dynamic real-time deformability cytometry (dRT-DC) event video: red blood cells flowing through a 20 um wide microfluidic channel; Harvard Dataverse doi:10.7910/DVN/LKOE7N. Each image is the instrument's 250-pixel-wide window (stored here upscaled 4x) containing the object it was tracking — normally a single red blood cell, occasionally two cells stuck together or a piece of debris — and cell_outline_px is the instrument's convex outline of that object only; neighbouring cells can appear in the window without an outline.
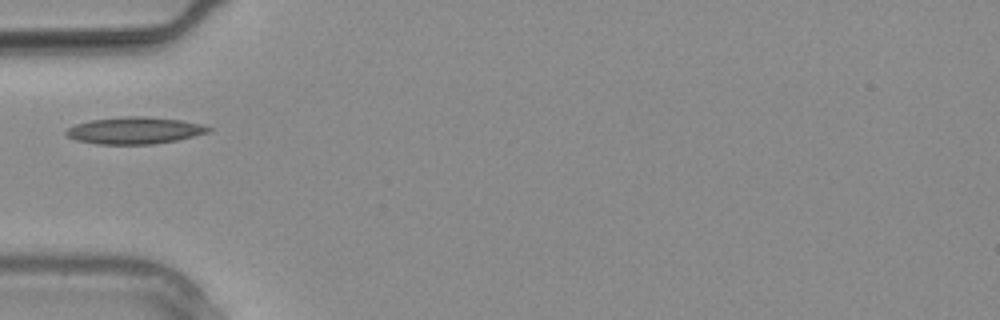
{"species": "common noctule bat (a hibernating species)", "species_latin": "Nyctalus noctula", "temperature_condition": "warm", "stored_images_in_passage": 2, "camera_frame_rate_fps": 3000, "um_per_image_px": 0.085, "animal": {"sex": "male", "body_mass_g": 20.4}, "frame": {"image": 1, "passage_image": 1, "time_ms": 0.0, "image_size_px": [1000, 320], "cell_outline_px": [[212, 128], [208, 132], [176, 140], [152, 144], [96, 144], [76, 140], [68, 136], [64, 132], [68, 128], [76, 124], [92, 120], [128, 116], [144, 116], [180, 120], [204, 124]], "centroid_in_image_um": [11.44, 11.09], "position_along_channel_um": 73.6, "area_um2": 22.08}}